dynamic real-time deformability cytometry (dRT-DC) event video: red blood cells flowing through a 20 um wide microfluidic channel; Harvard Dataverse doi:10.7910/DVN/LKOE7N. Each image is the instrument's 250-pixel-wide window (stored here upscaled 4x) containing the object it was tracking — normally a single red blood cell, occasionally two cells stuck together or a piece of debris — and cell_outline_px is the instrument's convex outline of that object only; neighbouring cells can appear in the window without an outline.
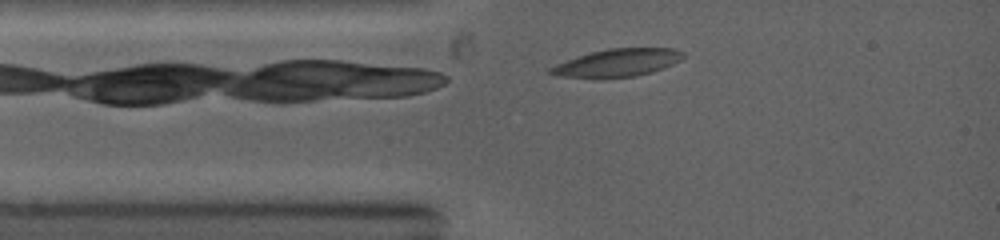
{"species": "common noctule bat (a hibernating species)", "species_latin": "Nyctalus noctula", "temperature_condition": "warm", "stored_images_in_passage": 21, "camera_frame_rate_fps": 5000, "um_per_image_px": 0.085, "animal": {"sex": "female", "body_mass_g": 19.0, "forearm_length_mm": 53.3}, "frame": {"image": 1, "passage_image": 1, "time_ms": 0.0, "image_size_px": [1000, 240], "cell_outline_px": [[684, 56], [680, 60], [664, 68], [652, 72], [636, 76], [604, 80], [600, 80], [560, 76], [548, 72], [548, 68], [556, 64], [592, 52], [608, 48], [672, 48], [684, 52]], "centroid_in_image_um": [52.47, 5.37], "position_along_channel_um": 32.5, "area_um2": 21.79}}
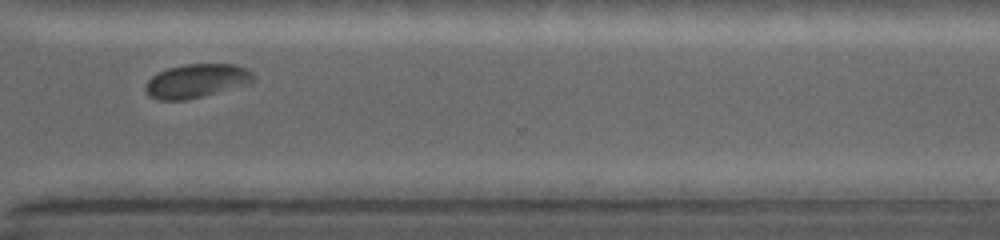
{"frame": {"image": 2, "passage_image": 18, "time_ms": 7.4, "image_size_px": [1000, 240], "cell_outline_px": [[256, 76], [252, 84], [204, 96], [184, 100], [160, 100], [148, 96], [144, 88], [144, 84], [156, 72], [168, 68], [184, 64], [236, 64], [248, 68]], "centroid_in_image_um": [16.74, 6.87], "position_along_channel_um": 353.9, "area_um2": 21.79}}